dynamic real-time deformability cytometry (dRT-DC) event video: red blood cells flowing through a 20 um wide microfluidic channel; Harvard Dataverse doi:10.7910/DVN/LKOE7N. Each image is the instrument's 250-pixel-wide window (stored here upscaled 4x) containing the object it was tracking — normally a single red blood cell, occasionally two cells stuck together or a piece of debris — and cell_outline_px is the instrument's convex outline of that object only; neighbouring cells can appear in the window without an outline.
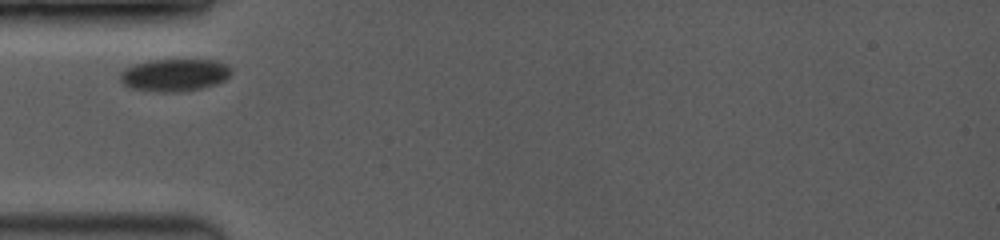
{"species": "common noctule bat (a hibernating species)", "species_latin": "Nyctalus noctula", "temperature_condition": "room temperature", "stored_images_in_passage": 38, "camera_frame_rate_fps": 3500, "um_per_image_px": 0.085, "animal": {"sex": "female", "body_mass_g": 19.0, "forearm_length_mm": 53.3}, "frame": {"image": 1, "passage_image": 1, "time_ms": 0.0, "image_size_px": [1000, 240], "cell_outline_px": [[232, 72], [224, 80], [216, 84], [200, 88], [180, 92], [164, 92], [132, 88], [124, 84], [120, 80], [120, 72], [124, 68], [136, 64], [152, 60], [216, 60], [228, 64], [232, 68]], "centroid_in_image_um": [14.86, 6.37], "position_along_channel_um": 70.1, "area_um2": 20.92}}
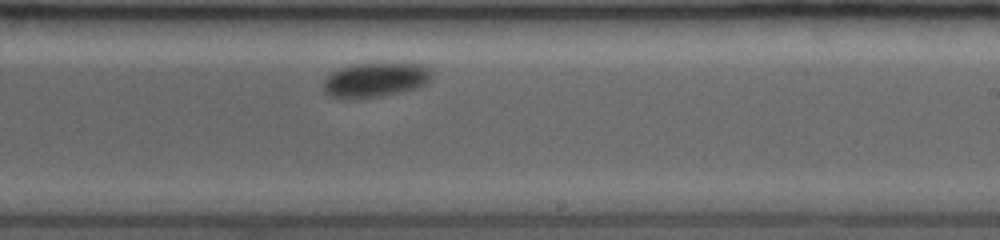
{"frame": {"image": 2, "passage_image": 21, "time_ms": 5.143, "image_size_px": [1000, 240], "cell_outline_px": [[432, 76], [420, 88], [380, 96], [328, 96], [324, 92], [324, 80], [332, 72], [356, 64], [420, 64], [432, 68]], "centroid_in_image_um": [31.98, 6.77], "position_along_channel_um": 257.0, "area_um2": 20.98}}
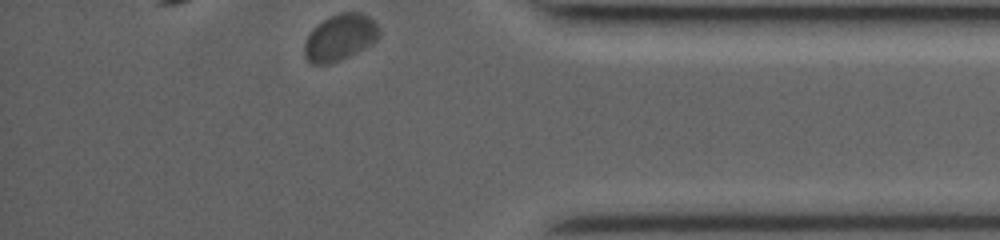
{"frame": {"image": 3, "passage_image": 38, "time_ms": 9.429, "image_size_px": [1000, 240], "cell_outline_px": [[380, 36], [372, 44], [340, 60], [328, 64], [312, 64], [304, 56], [304, 44], [308, 36], [328, 16], [340, 12], [360, 12], [368, 16], [380, 28]], "centroid_in_image_um": [28.92, 3.18], "position_along_channel_um": 406.3, "area_um2": 20.0}}